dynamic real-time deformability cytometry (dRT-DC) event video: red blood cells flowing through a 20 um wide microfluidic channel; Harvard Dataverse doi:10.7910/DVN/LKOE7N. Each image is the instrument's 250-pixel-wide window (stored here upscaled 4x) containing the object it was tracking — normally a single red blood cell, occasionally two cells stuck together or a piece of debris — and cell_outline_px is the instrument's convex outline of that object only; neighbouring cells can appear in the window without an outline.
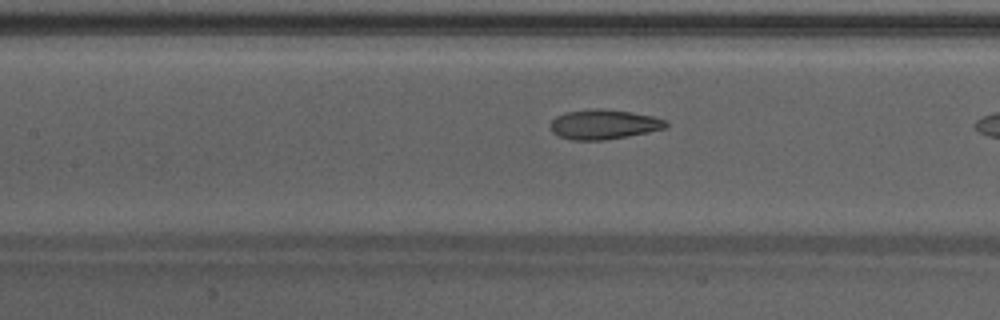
{"species": "Egyptian fruit bat (a non-hibernating species)", "species_latin": "Rousettus aegyptiacus", "temperature_condition": "warm", "stored_images_in_passage": 17, "camera_frame_rate_fps": 3000, "um_per_image_px": 0.085, "animal": {"sex": "male"}, "frame": {"image": 1, "passage_image": 15, "time_ms": 4.667, "image_size_px": [1000, 320], "cell_outline_px": [[668, 124], [664, 128], [648, 132], [604, 140], [572, 140], [560, 136], [552, 132], [552, 120], [556, 116], [564, 112], [596, 108], [600, 108], [632, 112], [652, 116], [664, 120]], "centroid_in_image_um": [51.3, 10.56], "position_along_channel_um": 156.1, "area_um2": 19.77}}